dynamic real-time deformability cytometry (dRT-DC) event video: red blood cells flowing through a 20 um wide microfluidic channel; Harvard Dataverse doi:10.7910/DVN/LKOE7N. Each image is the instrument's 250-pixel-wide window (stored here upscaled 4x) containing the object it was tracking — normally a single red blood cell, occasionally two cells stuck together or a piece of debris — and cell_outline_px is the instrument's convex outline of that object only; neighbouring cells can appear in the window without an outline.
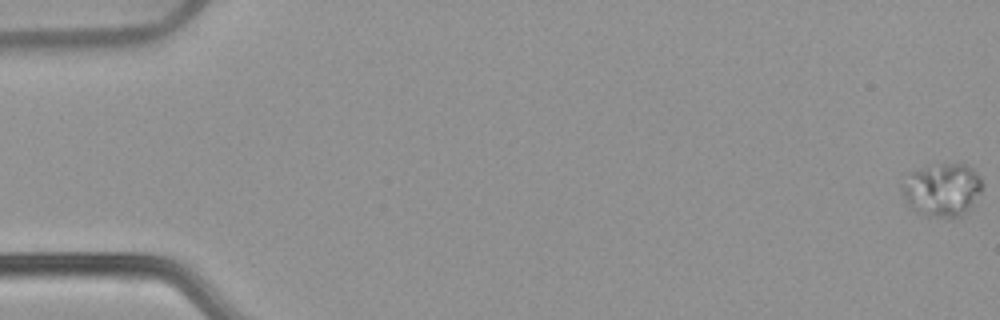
{"species": "common noctule bat (a hibernating species)", "species_latin": "Nyctalus noctula", "temperature_condition": "warm", "stored_images_in_passage": 56, "camera_frame_rate_fps": 3000, "um_per_image_px": 0.085, "animal": {"sex": "female", "body_mass_g": 22.7, "forearm_length_mm": 54.2}, "frame": {"image": 1, "passage_image": 1, "time_ms": 0.0, "image_size_px": [1000, 320], "cell_outline_px": [[980, 192], [972, 208], [956, 220], [948, 220], [928, 216], [912, 208], [908, 204], [900, 188], [900, 184], [908, 172], [920, 168], [940, 164], [968, 164], [980, 176]], "centroid_in_image_um": [80.07, 16.16], "position_along_channel_um": 4.9, "area_um2": 25.37}}
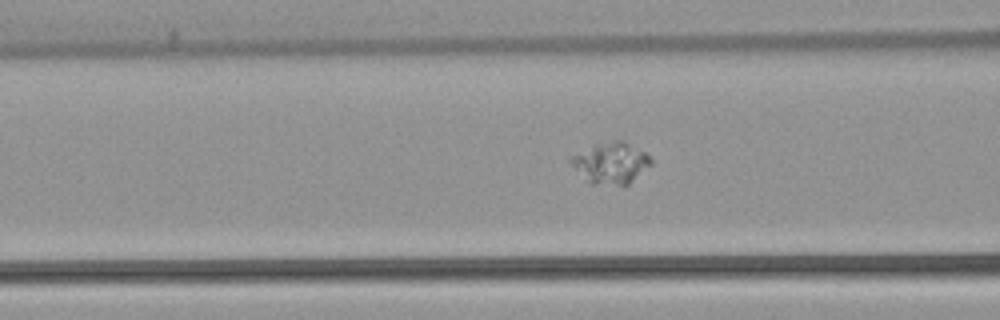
{"frame": {"image": 2, "passage_image": 23, "time_ms": 7.333, "image_size_px": [1000, 320], "cell_outline_px": [[652, 164], [624, 188], [592, 184], [568, 160], [568, 156], [592, 144], [616, 140], [624, 140], [644, 152], [652, 160]], "centroid_in_image_um": [51.92, 13.86], "position_along_channel_um": 114.7, "area_um2": 19.59}}
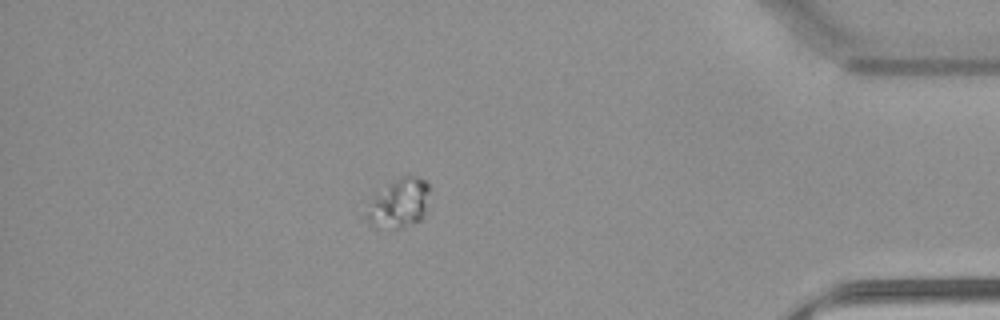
{"frame": {"image": 3, "passage_image": 49, "time_ms": 16.0, "image_size_px": [1000, 320], "cell_outline_px": [[428, 192], [424, 216], [420, 220], [400, 228], [392, 228], [372, 224], [360, 216], [368, 200], [400, 176], [408, 172], [424, 180], [428, 184]], "centroid_in_image_um": [33.84, 17.25], "position_along_channel_um": 401.4, "area_um2": 18.32}}